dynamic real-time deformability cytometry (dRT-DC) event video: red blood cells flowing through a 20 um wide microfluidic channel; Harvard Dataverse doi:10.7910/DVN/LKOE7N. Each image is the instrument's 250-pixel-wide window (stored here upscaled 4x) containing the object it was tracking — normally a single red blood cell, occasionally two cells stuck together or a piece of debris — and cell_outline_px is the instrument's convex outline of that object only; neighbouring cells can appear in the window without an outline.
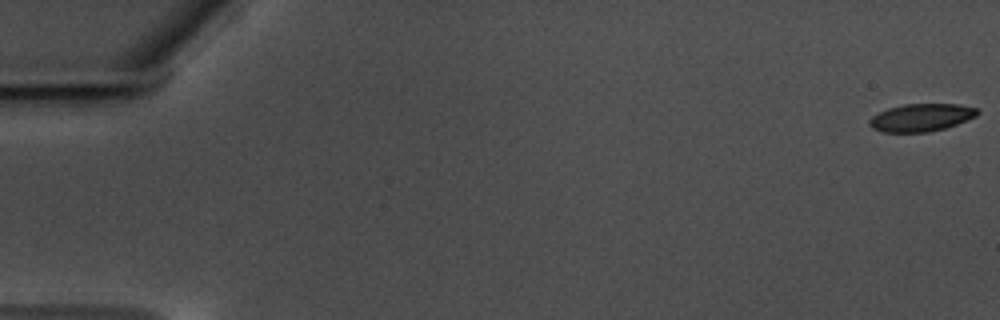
{"species": "common noctule bat (a hibernating species)", "species_latin": "Nyctalus noctula", "temperature_condition": "warm", "stored_images_in_passage": 20, "camera_frame_rate_fps": 3000, "um_per_image_px": 0.085, "animal": {"sex": "male", "body_mass_g": 17.5, "forearm_length_mm": 52.3}, "frame": {"image": 1, "passage_image": 1, "time_ms": 0.0, "image_size_px": [1000, 320], "cell_outline_px": [[980, 112], [976, 116], [968, 120], [944, 128], [928, 132], [884, 132], [872, 128], [868, 124], [868, 120], [872, 116], [888, 108], [904, 104], [960, 104], [980, 108]], "centroid_in_image_um": [78.33, 9.98], "position_along_channel_um": 6.7, "area_um2": 17.51}}
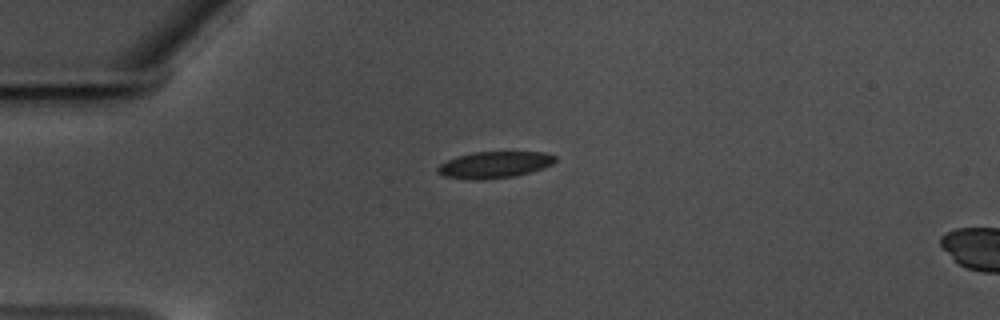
{"frame": {"image": 2, "passage_image": 16, "time_ms": 5.0, "image_size_px": [1000, 320], "cell_outline_px": [[556, 160], [552, 164], [544, 168], [516, 176], [484, 180], [472, 180], [444, 176], [436, 172], [436, 168], [440, 164], [456, 156], [472, 152], [544, 152], [556, 156]], "centroid_in_image_um": [42.02, 14.01], "position_along_channel_um": 43.0, "area_um2": 18.38}}